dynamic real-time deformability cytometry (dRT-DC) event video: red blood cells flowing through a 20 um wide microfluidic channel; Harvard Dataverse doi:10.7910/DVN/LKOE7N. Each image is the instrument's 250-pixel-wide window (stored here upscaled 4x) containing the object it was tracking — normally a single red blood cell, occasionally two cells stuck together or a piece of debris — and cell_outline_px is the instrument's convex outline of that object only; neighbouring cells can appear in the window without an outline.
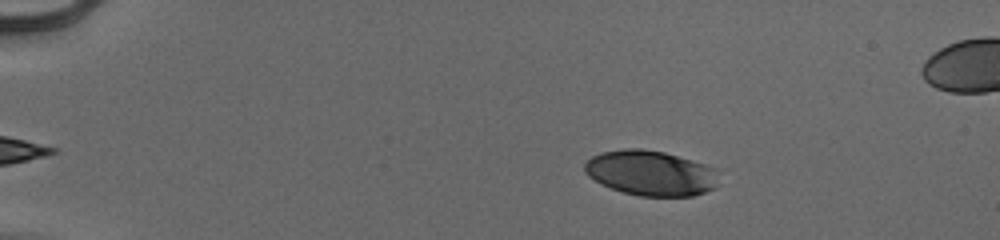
{"species": "human", "species_latin": "Homo sapiens", "temperature_condition": "cold", "stored_images_in_passage": 49, "camera_frame_rate_fps": 3000, "um_per_image_px": 0.085, "donor": {"sex": "male"}, "frame": {"image": 1, "passage_image": 5, "time_ms": 1.333, "image_size_px": [1000, 240], "cell_outline_px": [[716, 168], [712, 188], [704, 192], [692, 196], [640, 196], [624, 192], [600, 184], [588, 176], [584, 172], [584, 164], [592, 156], [600, 152], [624, 148], [644, 148], [664, 152], [692, 160]], "centroid_in_image_um": [55.23, 14.69], "position_along_channel_um": 29.8, "area_um2": 35.03}}
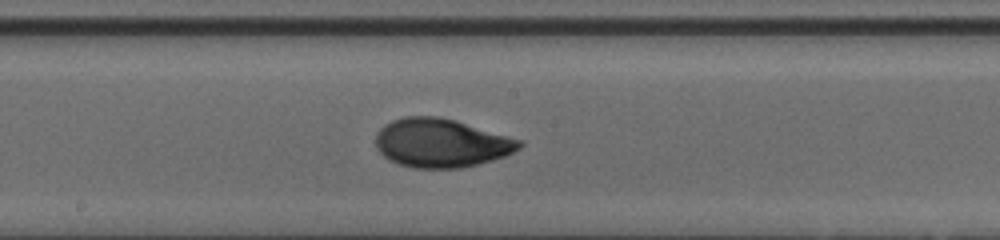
{"frame": {"image": 2, "passage_image": 26, "time_ms": 8.333, "image_size_px": [1000, 240], "cell_outline_px": [[524, 144], [520, 148], [504, 156], [476, 164], [460, 168], [412, 168], [388, 160], [376, 148], [376, 136], [380, 128], [384, 124], [392, 120], [404, 116], [440, 116], [456, 120], [524, 140]], "centroid_in_image_um": [37.5, 12.14], "position_along_channel_um": 210.7, "area_um2": 40.98}}
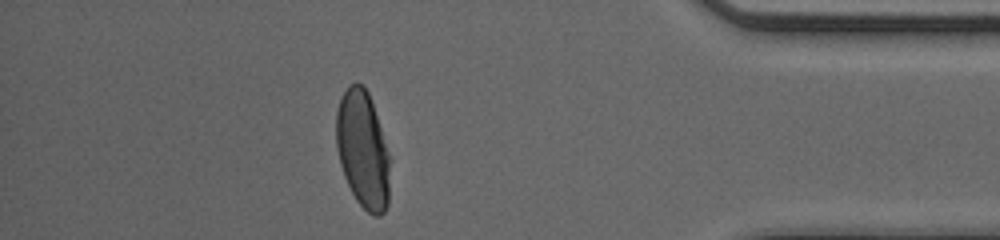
{"frame": {"image": 3, "passage_image": 43, "time_ms": 14.0, "image_size_px": [1000, 240], "cell_outline_px": [[388, 204], [384, 212], [380, 216], [372, 216], [356, 200], [344, 176], [340, 164], [336, 148], [336, 112], [340, 100], [348, 84], [356, 80], [368, 92], [388, 152]], "centroid_in_image_um": [30.8, 12.71], "position_along_channel_um": 404.4, "area_um2": 36.24}, "authors_computed_cell_mechanics": {"area_um2": 38.4948, "velocity_mm_per_s": 3.9544, "shape_relaxation_time_tau1_ms": 4.474, "shape_relaxation_time_tau2_ms": 0.7614, "deformation_change_tau1": 0.189, "deformation_change_tau2": 0.0471}}